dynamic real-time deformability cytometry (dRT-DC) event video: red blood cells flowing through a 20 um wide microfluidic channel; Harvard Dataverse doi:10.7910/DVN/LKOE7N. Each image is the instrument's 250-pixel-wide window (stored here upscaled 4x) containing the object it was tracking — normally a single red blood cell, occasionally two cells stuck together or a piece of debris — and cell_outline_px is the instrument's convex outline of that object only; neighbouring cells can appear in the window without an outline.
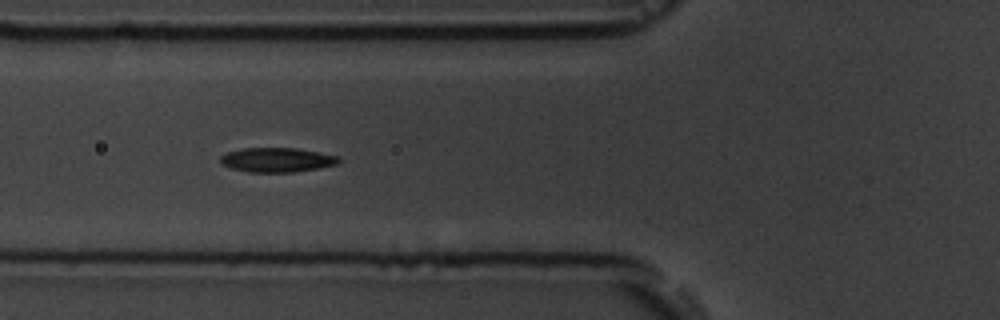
{"species": "common noctule bat (a hibernating species)", "species_latin": "Nyctalus noctula", "temperature_condition": "room temperature", "stored_images_in_passage": 18, "camera_frame_rate_fps": 3000, "um_per_image_px": 0.085, "animal": {"sex": "male", "body_mass_g": 19.5, "forearm_length_mm": 54.6}, "frame": {"image": 1, "passage_image": 8, "time_ms": 8.0, "image_size_px": [1000, 320], "cell_outline_px": [[340, 160], [336, 164], [320, 168], [292, 172], [248, 172], [232, 168], [220, 164], [220, 156], [228, 152], [244, 148], [296, 148], [336, 156]], "centroid_in_image_um": [23.49, 13.59], "position_along_channel_um": 102.3, "area_um2": 16.65}}
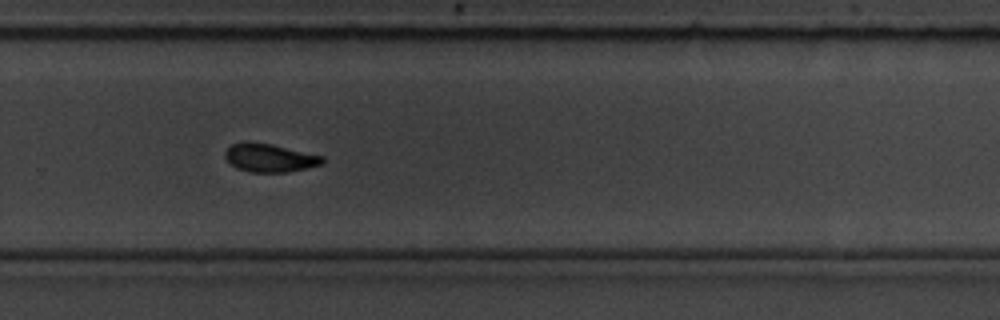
{"frame": {"image": 2, "passage_image": 13, "time_ms": 13.667, "image_size_px": [1000, 320], "cell_outline_px": [[324, 160], [320, 164], [308, 168], [288, 172], [248, 172], [236, 168], [224, 156], [224, 152], [232, 144], [248, 140], [272, 144], [324, 156]], "centroid_in_image_um": [22.9, 13.4], "position_along_channel_um": 306.9, "area_um2": 16.18}}
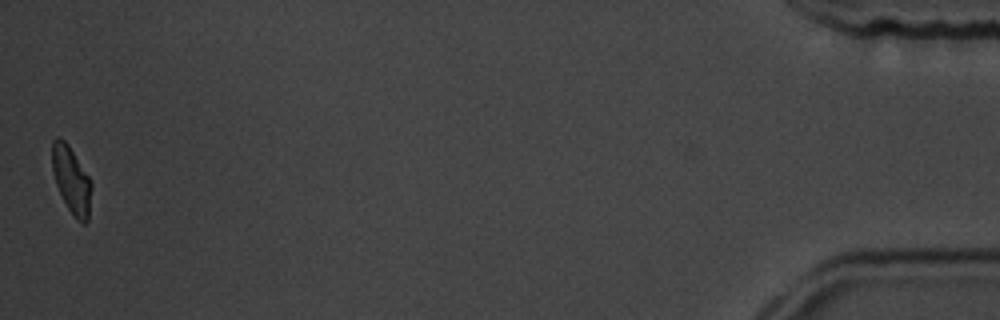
{"frame": {"image": 3, "passage_image": 18, "time_ms": 19.667, "image_size_px": [1000, 320], "cell_outline_px": [[92, 188], [88, 220], [84, 224], [68, 208], [56, 184], [52, 172], [52, 140], [56, 136], [60, 136], [68, 144], [88, 176], [92, 184]], "centroid_in_image_um": [6.06, 15.24], "position_along_channel_um": 429.1, "area_um2": 15.09}, "authors_computed_cell_mechanics": {"area_um2": 16.1262, "velocity_mm_per_s": 3.6205, "shape_relaxation_time_tau1_ms": 5.1065, "shape_relaxation_time_tau2_ms": 2.4533, "deformation_change_tau1": 0.1338, "deformation_change_tau2": 0.0569}}